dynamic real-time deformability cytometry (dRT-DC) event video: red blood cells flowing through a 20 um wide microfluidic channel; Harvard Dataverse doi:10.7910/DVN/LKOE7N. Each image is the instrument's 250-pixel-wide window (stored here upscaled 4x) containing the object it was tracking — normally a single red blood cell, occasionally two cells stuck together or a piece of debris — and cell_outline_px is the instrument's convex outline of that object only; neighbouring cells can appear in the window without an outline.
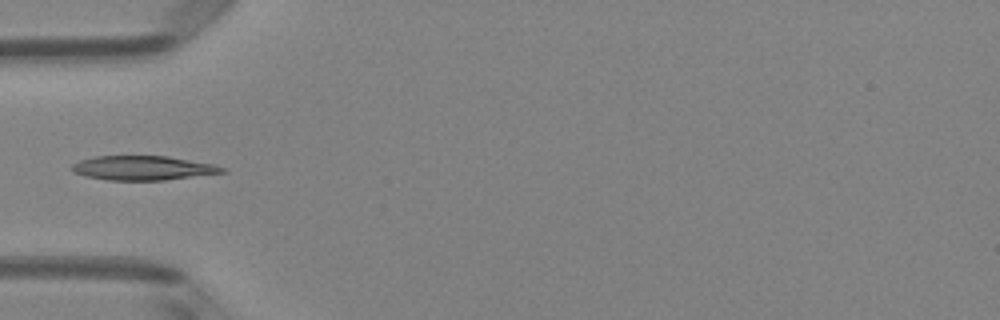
{"species": "Egyptian fruit bat (a non-hibernating species)", "species_latin": "Rousettus aegyptiacus", "temperature_condition": "room temperature", "stored_images_in_passage": 35, "camera_frame_rate_fps": 3000, "um_per_image_px": 0.085, "animal": {"sex": "female"}, "frame": {"image": 1, "passage_image": 1, "time_ms": 0.0, "image_size_px": [1000, 320], "cell_outline_px": [[228, 172], [164, 180], [108, 180], [84, 176], [72, 172], [72, 164], [80, 160], [96, 156], [168, 156], [212, 164], [224, 168]], "centroid_in_image_um": [12.12, 14.28], "position_along_channel_um": 72.9, "area_um2": 21.21}}
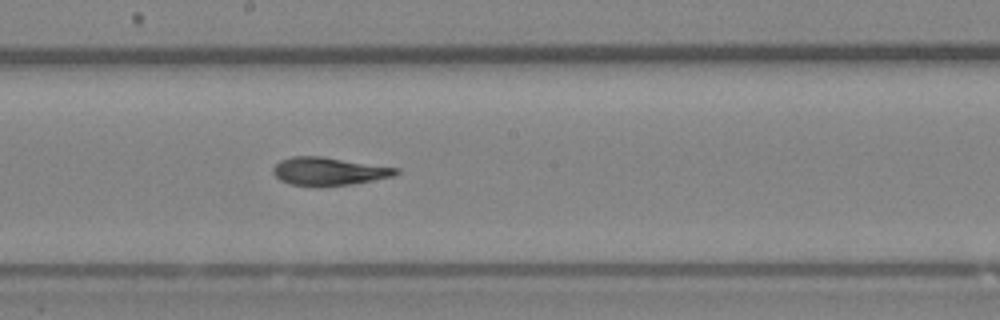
{"frame": {"image": 2, "passage_image": 12, "time_ms": 3.667, "image_size_px": [1000, 320], "cell_outline_px": [[400, 172], [392, 176], [352, 184], [324, 188], [316, 188], [288, 184], [280, 180], [272, 172], [272, 168], [280, 160], [292, 156], [320, 156], [400, 168]], "centroid_in_image_um": [27.9, 14.59], "position_along_channel_um": 220.3, "area_um2": 20.52}}
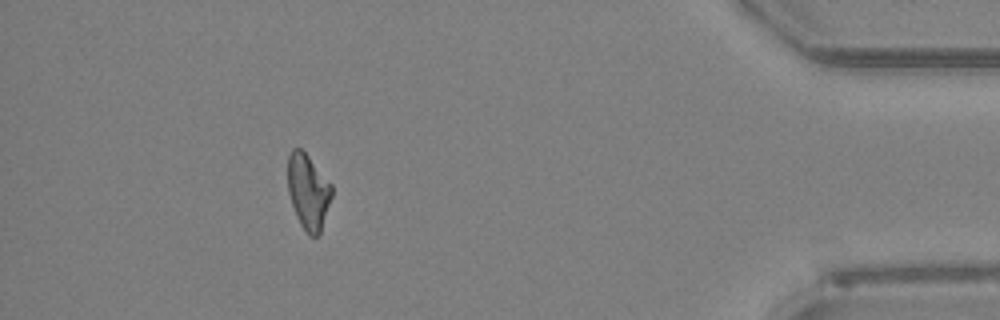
{"frame": {"image": 3, "passage_image": 30, "time_ms": 9.667, "image_size_px": [1000, 320], "cell_outline_px": [[332, 196], [320, 232], [316, 236], [308, 236], [300, 224], [296, 216], [288, 192], [288, 156], [292, 148], [300, 148], [308, 156], [332, 184]], "centroid_in_image_um": [26.19, 16.29], "position_along_channel_um": 409.0, "area_um2": 19.19}}